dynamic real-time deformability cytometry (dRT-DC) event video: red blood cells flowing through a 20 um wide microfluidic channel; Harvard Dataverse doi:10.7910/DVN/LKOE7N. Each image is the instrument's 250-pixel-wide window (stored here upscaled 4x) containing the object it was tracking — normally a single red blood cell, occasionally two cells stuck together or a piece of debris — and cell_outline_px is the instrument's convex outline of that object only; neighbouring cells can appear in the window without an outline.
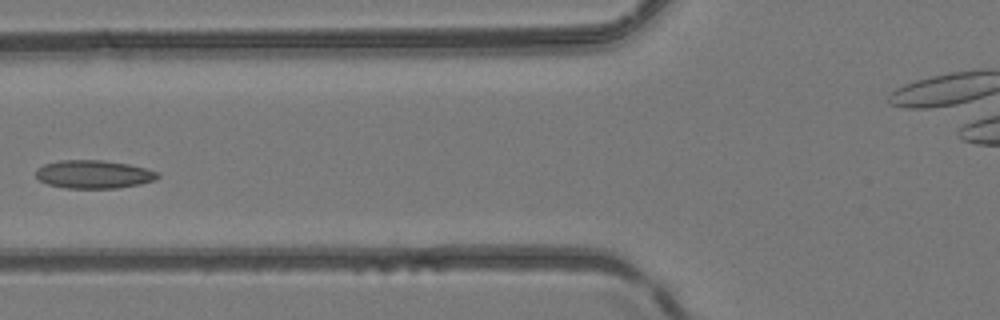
{"species": "common noctule bat (a hibernating species)", "species_latin": "Nyctalus noctula", "temperature_condition": "room temperature", "stored_images_in_passage": 5, "camera_frame_rate_fps": 3000, "um_per_image_px": 0.085, "animal": {"sex": "female", "body_mass_g": 24.6, "forearm_length_mm": 56.2}, "frame": {"image": 1, "passage_image": 4, "time_ms": 3.333, "image_size_px": [1000, 320], "cell_outline_px": [[160, 176], [156, 180], [140, 184], [116, 188], [64, 188], [48, 184], [40, 180], [36, 176], [36, 168], [44, 164], [60, 160], [104, 160], [128, 164], [160, 172]], "centroid_in_image_um": [7.98, 14.81], "position_along_channel_um": 117.8, "area_um2": 20.11}}